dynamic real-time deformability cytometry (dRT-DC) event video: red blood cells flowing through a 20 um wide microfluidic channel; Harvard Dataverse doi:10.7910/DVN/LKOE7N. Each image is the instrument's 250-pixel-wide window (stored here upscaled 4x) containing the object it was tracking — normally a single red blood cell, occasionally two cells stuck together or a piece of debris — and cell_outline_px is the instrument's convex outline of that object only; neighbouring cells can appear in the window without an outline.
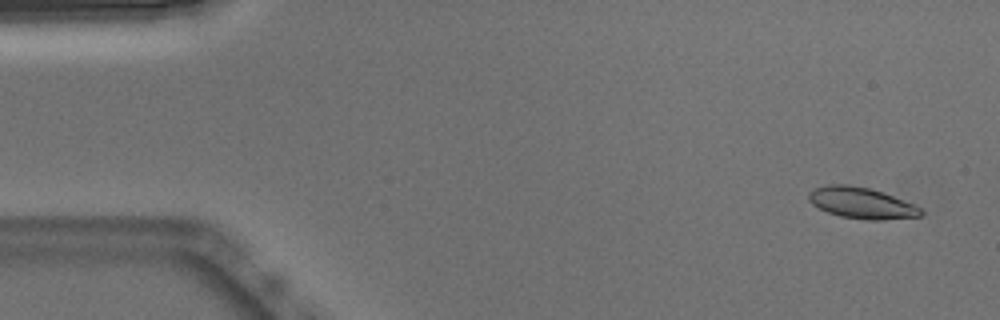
{"species": "Egyptian fruit bat (a non-hibernating species)", "species_latin": "Rousettus aegyptiacus", "temperature_condition": "warm", "stored_images_in_passage": 52, "camera_frame_rate_fps": 3000, "um_per_image_px": 0.085, "animal": {"sex": "male"}, "frame": {"image": 1, "passage_image": 3, "time_ms": 0.667, "image_size_px": [1000, 320], "cell_outline_px": [[924, 212], [920, 216], [880, 220], [868, 220], [840, 216], [828, 212], [812, 204], [808, 200], [808, 192], [816, 188], [828, 184], [848, 184], [868, 188], [892, 196], [912, 204], [920, 208]], "centroid_in_image_um": [73.18, 17.25], "position_along_channel_um": 11.8, "area_um2": 20.06}}
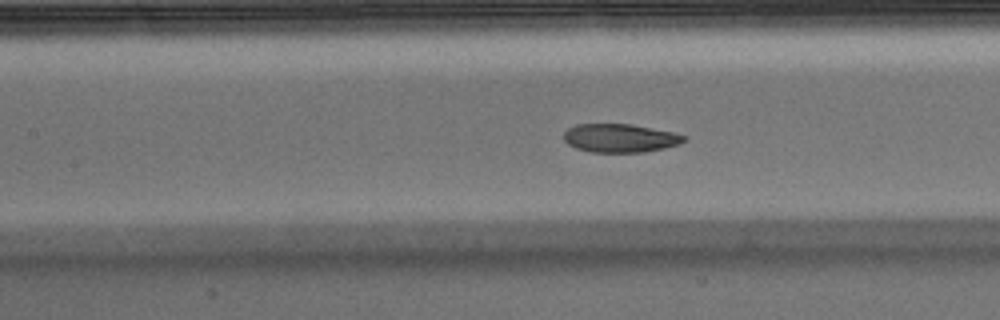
{"frame": {"image": 2, "passage_image": 23, "time_ms": 7.333, "image_size_px": [1000, 320], "cell_outline_px": [[684, 140], [680, 144], [664, 148], [644, 152], [592, 152], [576, 148], [568, 144], [564, 140], [564, 132], [568, 128], [576, 124], [628, 124], [672, 132], [684, 136]], "centroid_in_image_um": [52.66, 11.74], "position_along_channel_um": 154.7, "area_um2": 19.71}}
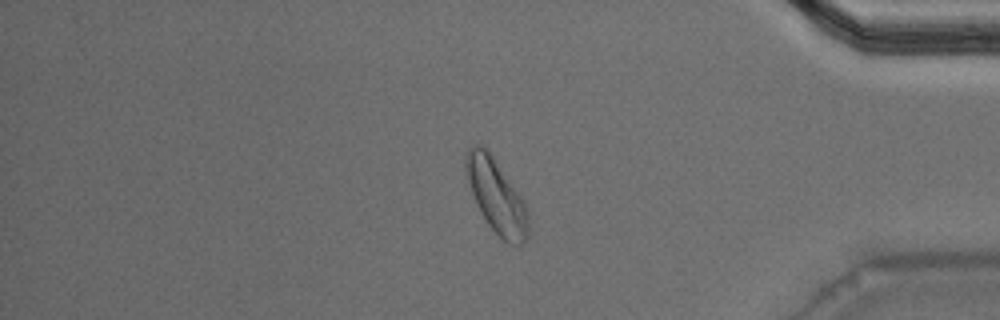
{"frame": {"image": 3, "passage_image": 44, "time_ms": 14.333, "image_size_px": [1000, 320], "cell_outline_px": [[528, 236], [524, 244], [508, 244], [488, 224], [480, 212], [476, 204], [464, 172], [464, 160], [468, 148], [472, 144], [480, 144], [488, 148], [524, 200], [528, 212]], "centroid_in_image_um": [42.17, 16.61], "position_along_channel_um": 393.0, "area_um2": 27.22}, "authors_computed_cell_mechanics": {"area_um2": 20.8947, "velocity_mm_per_s": 3.8266, "shape_relaxation_time_tau1_ms": 3.4548, "shape_relaxation_time_tau2_ms": 2.3779, "deformation_change_tau1": 0.1467, "deformation_change_tau2": 0.0765}}